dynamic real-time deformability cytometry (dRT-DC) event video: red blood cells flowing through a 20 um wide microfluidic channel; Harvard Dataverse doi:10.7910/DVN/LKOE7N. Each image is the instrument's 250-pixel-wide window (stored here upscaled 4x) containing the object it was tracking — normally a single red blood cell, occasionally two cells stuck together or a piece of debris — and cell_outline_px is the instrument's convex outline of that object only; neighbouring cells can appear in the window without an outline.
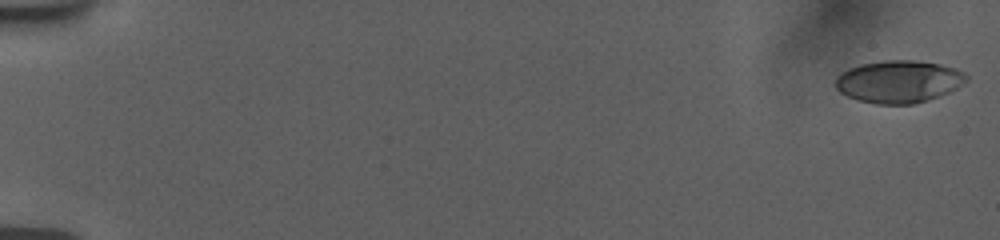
{"species": "human", "species_latin": "Homo sapiens", "temperature_condition": "room temperature", "stored_images_in_passage": 56, "camera_frame_rate_fps": 3000, "um_per_image_px": 0.085, "donor": {"sex": "female"}, "frame": {"image": 1, "passage_image": 1, "time_ms": 0.0, "image_size_px": [1000, 240], "cell_outline_px": [[968, 80], [964, 84], [940, 96], [928, 100], [912, 104], [876, 104], [860, 100], [848, 96], [840, 92], [836, 88], [836, 76], [840, 72], [848, 68], [860, 64], [884, 60], [912, 60], [940, 64], [956, 68], [964, 72], [968, 76]], "centroid_in_image_um": [76.4, 6.92], "position_along_channel_um": 8.6, "area_um2": 32.48}}
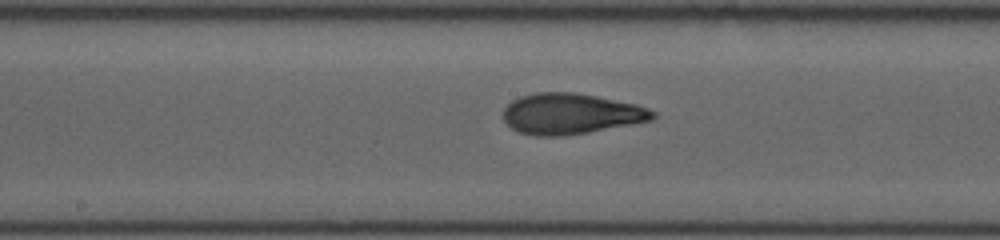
{"frame": {"image": 2, "passage_image": 31, "time_ms": 10.0, "image_size_px": [1000, 240], "cell_outline_px": [[656, 116], [652, 120], [632, 124], [588, 132], [560, 136], [536, 136], [516, 132], [504, 120], [504, 108], [512, 100], [520, 96], [536, 92], [576, 92], [636, 104], [648, 108], [656, 112]], "centroid_in_image_um": [48.51, 9.67], "position_along_channel_um": 199.7, "area_um2": 35.55}}
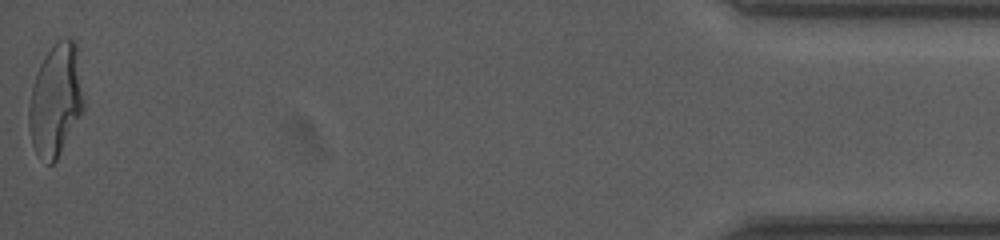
{"frame": {"image": 3, "passage_image": 56, "time_ms": 18.333, "image_size_px": [1000, 240], "cell_outline_px": [[84, 108], [80, 116], [56, 160], [52, 164], [48, 164], [36, 156], [32, 144], [28, 128], [28, 104], [36, 72], [44, 56], [52, 44], [56, 40], [68, 36], [76, 40], [84, 100]], "centroid_in_image_um": [4.72, 8.47], "position_along_channel_um": 430.5, "area_um2": 36.3}, "authors_computed_cell_mechanics": {"area_um2": 34.4199, "velocity_mm_per_s": 3.781, "shape_relaxation_time_tau1_ms": 6.8689, "shape_relaxation_time_tau2_ms": 1.3865, "deformation_change_tau1": 0.2423, "deformation_change_tau2": 0.0887}}